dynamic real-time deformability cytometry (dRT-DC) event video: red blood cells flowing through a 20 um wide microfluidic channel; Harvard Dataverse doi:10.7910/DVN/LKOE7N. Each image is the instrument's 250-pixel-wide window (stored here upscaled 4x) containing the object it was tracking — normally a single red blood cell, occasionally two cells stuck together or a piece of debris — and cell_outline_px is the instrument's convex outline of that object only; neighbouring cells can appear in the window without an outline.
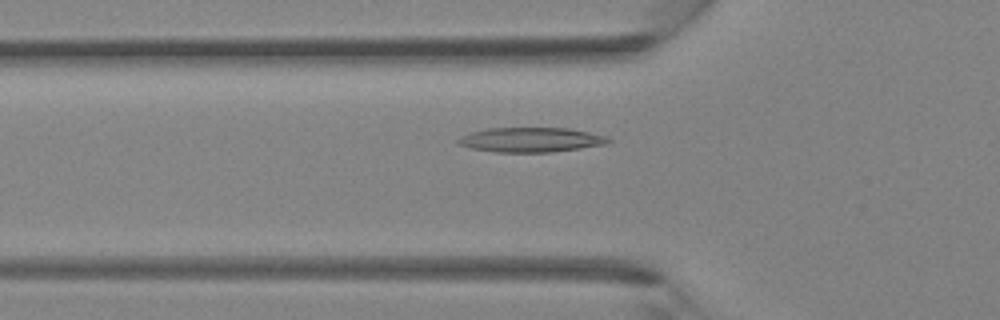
{"species": "Egyptian fruit bat (a non-hibernating species)", "species_latin": "Rousettus aegyptiacus", "temperature_condition": "room temperature", "stored_images_in_passage": 40, "camera_frame_rate_fps": 3000, "um_per_image_px": 0.085, "animal": {"sex": "female"}, "frame": {"image": 1, "passage_image": 14, "time_ms": 4.333, "image_size_px": [1000, 320], "cell_outline_px": [[612, 140], [604, 144], [580, 148], [552, 152], [496, 152], [472, 148], [456, 144], [456, 140], [472, 132], [488, 128], [568, 128], [608, 136]], "centroid_in_image_um": [45.13, 11.88], "position_along_channel_um": 80.7, "area_um2": 21.39}}
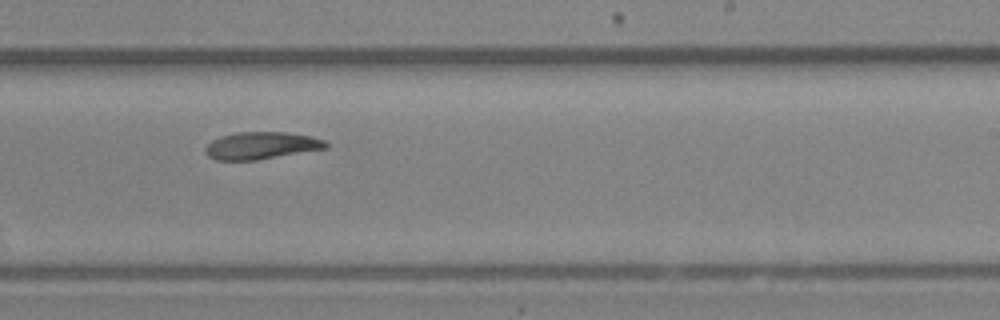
{"frame": {"image": 2, "passage_image": 25, "time_ms": 8.0, "image_size_px": [1000, 320], "cell_outline_px": [[328, 148], [256, 160], [216, 160], [208, 156], [204, 152], [204, 148], [212, 140], [220, 136], [236, 132], [284, 132], [312, 136], [324, 140], [328, 144]], "centroid_in_image_um": [22.19, 12.37], "position_along_channel_um": 266.8, "area_um2": 19.19}}
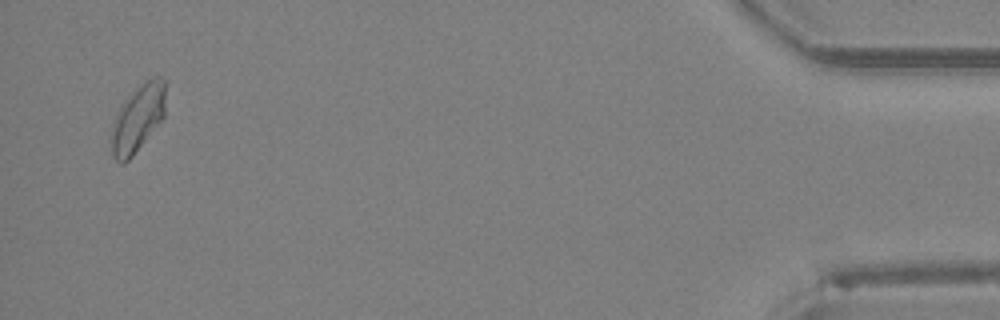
{"frame": {"image": 3, "passage_image": 39, "time_ms": 12.667, "image_size_px": [1000, 320], "cell_outline_px": [[164, 116], [132, 156], [124, 164], [120, 164], [112, 156], [112, 124], [120, 104], [152, 76], [160, 76], [164, 80]], "centroid_in_image_um": [11.69, 10.08], "position_along_channel_um": 423.5, "area_um2": 20.63}}